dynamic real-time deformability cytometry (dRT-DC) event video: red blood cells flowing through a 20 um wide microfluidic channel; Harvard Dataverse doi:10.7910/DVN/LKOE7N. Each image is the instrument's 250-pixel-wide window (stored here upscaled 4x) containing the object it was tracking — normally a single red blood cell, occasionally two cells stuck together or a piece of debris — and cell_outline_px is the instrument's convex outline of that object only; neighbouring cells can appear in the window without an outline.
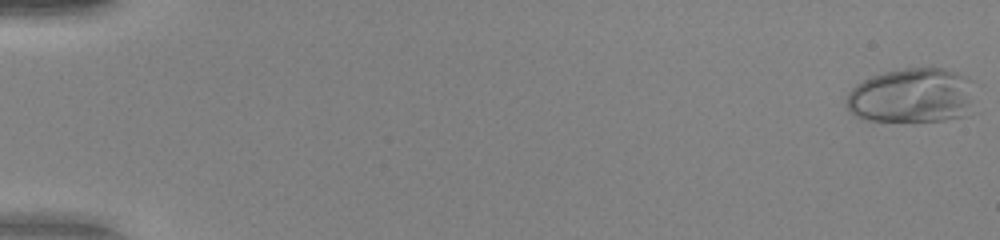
{"species": "human", "species_latin": "Homo sapiens", "temperature_condition": "warm", "stored_images_in_passage": 52, "camera_frame_rate_fps": 3000, "um_per_image_px": 0.085, "donor": {"sex": "female"}, "frame": {"image": 1, "passage_image": 1, "time_ms": 0.0, "image_size_px": [1000, 240], "cell_outline_px": [[980, 112], [972, 116], [944, 120], [868, 120], [856, 116], [848, 108], [848, 92], [856, 84], [872, 76], [884, 72], [904, 68], [944, 68], [968, 76], [972, 80]], "centroid_in_image_um": [77.72, 8.13], "position_along_channel_um": 7.3, "area_um2": 42.25}}
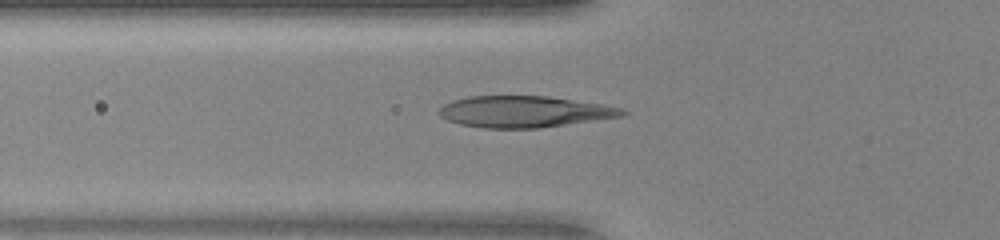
{"frame": {"image": 2, "passage_image": 20, "time_ms": 6.333, "image_size_px": [1000, 240], "cell_outline_px": [[628, 112], [624, 116], [536, 128], [484, 128], [460, 124], [448, 120], [440, 116], [436, 112], [444, 104], [452, 100], [468, 96], [548, 96], [600, 104], [620, 108]], "centroid_in_image_um": [44.51, 9.49], "position_along_channel_um": 81.3, "area_um2": 33.29}}
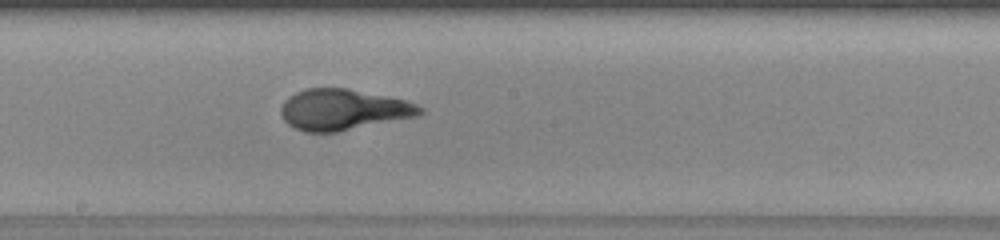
{"frame": {"image": 3, "passage_image": 30, "time_ms": 9.667, "image_size_px": [1000, 240], "cell_outline_px": [[424, 112], [416, 116], [336, 132], [304, 132], [288, 124], [284, 120], [280, 112], [280, 108], [284, 100], [288, 96], [296, 92], [308, 88], [348, 88], [408, 100], [424, 108]], "centroid_in_image_um": [29.16, 9.31], "position_along_channel_um": 219.0, "area_um2": 33.18}, "authors_computed_cell_mechanics": {"area_um2": 32.7726, "velocity_mm_per_s": 4.1215, "shape_relaxation_time_tau1_ms": 6.576, "shape_relaxation_time_tau2_ms": null, "deformation_change_tau1": 0.3294, "deformation_change_tau2": null}}